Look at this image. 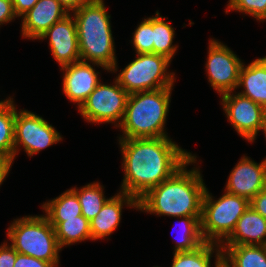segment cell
Here are the masks:
<instances>
[{"label":"cell","mask_w":266,"mask_h":267,"mask_svg":"<svg viewBox=\"0 0 266 267\" xmlns=\"http://www.w3.org/2000/svg\"><path fill=\"white\" fill-rule=\"evenodd\" d=\"M243 64L230 48L211 38L205 69L208 81L220 96L237 89L240 70Z\"/></svg>","instance_id":"30bf717a"},{"label":"cell","mask_w":266,"mask_h":267,"mask_svg":"<svg viewBox=\"0 0 266 267\" xmlns=\"http://www.w3.org/2000/svg\"><path fill=\"white\" fill-rule=\"evenodd\" d=\"M42 210L45 211V216L49 221H65V219L82 215L79 199L72 189L43 203Z\"/></svg>","instance_id":"44dd1931"},{"label":"cell","mask_w":266,"mask_h":267,"mask_svg":"<svg viewBox=\"0 0 266 267\" xmlns=\"http://www.w3.org/2000/svg\"><path fill=\"white\" fill-rule=\"evenodd\" d=\"M171 60L154 53L137 54L116 76L119 85L129 94L173 87L175 73L167 72Z\"/></svg>","instance_id":"52a82bcc"},{"label":"cell","mask_w":266,"mask_h":267,"mask_svg":"<svg viewBox=\"0 0 266 267\" xmlns=\"http://www.w3.org/2000/svg\"><path fill=\"white\" fill-rule=\"evenodd\" d=\"M77 26L81 61L107 71H118L110 14L103 0H91L72 12Z\"/></svg>","instance_id":"3957f363"},{"label":"cell","mask_w":266,"mask_h":267,"mask_svg":"<svg viewBox=\"0 0 266 267\" xmlns=\"http://www.w3.org/2000/svg\"><path fill=\"white\" fill-rule=\"evenodd\" d=\"M230 10L249 14L259 22L266 20V0H229L226 14Z\"/></svg>","instance_id":"83f0119b"},{"label":"cell","mask_w":266,"mask_h":267,"mask_svg":"<svg viewBox=\"0 0 266 267\" xmlns=\"http://www.w3.org/2000/svg\"><path fill=\"white\" fill-rule=\"evenodd\" d=\"M173 87L131 93L118 128L119 139L167 137L165 123Z\"/></svg>","instance_id":"277c9868"},{"label":"cell","mask_w":266,"mask_h":267,"mask_svg":"<svg viewBox=\"0 0 266 267\" xmlns=\"http://www.w3.org/2000/svg\"><path fill=\"white\" fill-rule=\"evenodd\" d=\"M113 84L100 82L81 105L79 112L87 122L114 123L116 127L121 124L129 93L119 85L116 78Z\"/></svg>","instance_id":"ba28073f"},{"label":"cell","mask_w":266,"mask_h":267,"mask_svg":"<svg viewBox=\"0 0 266 267\" xmlns=\"http://www.w3.org/2000/svg\"><path fill=\"white\" fill-rule=\"evenodd\" d=\"M123 205L138 210V200L124 192L110 197L96 217L90 223L92 240H98L110 236L120 224Z\"/></svg>","instance_id":"2e32d148"},{"label":"cell","mask_w":266,"mask_h":267,"mask_svg":"<svg viewBox=\"0 0 266 267\" xmlns=\"http://www.w3.org/2000/svg\"><path fill=\"white\" fill-rule=\"evenodd\" d=\"M13 159L5 156H0V185L8 175L13 164Z\"/></svg>","instance_id":"e575fe53"},{"label":"cell","mask_w":266,"mask_h":267,"mask_svg":"<svg viewBox=\"0 0 266 267\" xmlns=\"http://www.w3.org/2000/svg\"><path fill=\"white\" fill-rule=\"evenodd\" d=\"M39 0H12L15 14L22 17L28 12Z\"/></svg>","instance_id":"d6a6232c"},{"label":"cell","mask_w":266,"mask_h":267,"mask_svg":"<svg viewBox=\"0 0 266 267\" xmlns=\"http://www.w3.org/2000/svg\"><path fill=\"white\" fill-rule=\"evenodd\" d=\"M56 1L60 3L68 11V13H72L75 10H78L81 6L89 3L91 0H56Z\"/></svg>","instance_id":"836d02e7"},{"label":"cell","mask_w":266,"mask_h":267,"mask_svg":"<svg viewBox=\"0 0 266 267\" xmlns=\"http://www.w3.org/2000/svg\"><path fill=\"white\" fill-rule=\"evenodd\" d=\"M124 178L121 192L137 200L170 178L193 154L170 137L119 139Z\"/></svg>","instance_id":"6da1fadb"},{"label":"cell","mask_w":266,"mask_h":267,"mask_svg":"<svg viewBox=\"0 0 266 267\" xmlns=\"http://www.w3.org/2000/svg\"><path fill=\"white\" fill-rule=\"evenodd\" d=\"M132 36L133 42L131 41V43H133L136 54L154 53L152 17L144 18V20L137 25Z\"/></svg>","instance_id":"4316f807"},{"label":"cell","mask_w":266,"mask_h":267,"mask_svg":"<svg viewBox=\"0 0 266 267\" xmlns=\"http://www.w3.org/2000/svg\"><path fill=\"white\" fill-rule=\"evenodd\" d=\"M250 206L242 196L225 191L218 200L206 188L201 209L200 229L205 242L221 244L234 230L237 221Z\"/></svg>","instance_id":"8992f818"},{"label":"cell","mask_w":266,"mask_h":267,"mask_svg":"<svg viewBox=\"0 0 266 267\" xmlns=\"http://www.w3.org/2000/svg\"><path fill=\"white\" fill-rule=\"evenodd\" d=\"M244 90L238 92L244 97L266 109V56L253 60L250 64L242 65L237 88Z\"/></svg>","instance_id":"ac0fdd59"},{"label":"cell","mask_w":266,"mask_h":267,"mask_svg":"<svg viewBox=\"0 0 266 267\" xmlns=\"http://www.w3.org/2000/svg\"><path fill=\"white\" fill-rule=\"evenodd\" d=\"M262 131H264V135H265V138H266V118H265V121H264V124L262 126ZM266 159V158H265Z\"/></svg>","instance_id":"8d00e7d4"},{"label":"cell","mask_w":266,"mask_h":267,"mask_svg":"<svg viewBox=\"0 0 266 267\" xmlns=\"http://www.w3.org/2000/svg\"><path fill=\"white\" fill-rule=\"evenodd\" d=\"M62 141L60 133L41 116L28 110L16 109L14 122V159L23 147L32 157L41 150Z\"/></svg>","instance_id":"9c48e42d"},{"label":"cell","mask_w":266,"mask_h":267,"mask_svg":"<svg viewBox=\"0 0 266 267\" xmlns=\"http://www.w3.org/2000/svg\"><path fill=\"white\" fill-rule=\"evenodd\" d=\"M49 222L55 228L56 238L61 249L77 242L92 240L90 223L83 215L65 219V221Z\"/></svg>","instance_id":"ffe728a7"},{"label":"cell","mask_w":266,"mask_h":267,"mask_svg":"<svg viewBox=\"0 0 266 267\" xmlns=\"http://www.w3.org/2000/svg\"><path fill=\"white\" fill-rule=\"evenodd\" d=\"M250 206L266 219V188L250 200Z\"/></svg>","instance_id":"1f68e13d"},{"label":"cell","mask_w":266,"mask_h":267,"mask_svg":"<svg viewBox=\"0 0 266 267\" xmlns=\"http://www.w3.org/2000/svg\"><path fill=\"white\" fill-rule=\"evenodd\" d=\"M93 67L91 62L81 60L61 67V71L65 72L63 93L71 102L77 103L78 109L101 82L98 77L99 72Z\"/></svg>","instance_id":"5bb4252c"},{"label":"cell","mask_w":266,"mask_h":267,"mask_svg":"<svg viewBox=\"0 0 266 267\" xmlns=\"http://www.w3.org/2000/svg\"><path fill=\"white\" fill-rule=\"evenodd\" d=\"M266 188V159L256 163L243 156L230 172L225 186L227 193L247 198L249 201Z\"/></svg>","instance_id":"4fadbf2b"},{"label":"cell","mask_w":266,"mask_h":267,"mask_svg":"<svg viewBox=\"0 0 266 267\" xmlns=\"http://www.w3.org/2000/svg\"><path fill=\"white\" fill-rule=\"evenodd\" d=\"M16 261V250L4 242L0 246V267H13Z\"/></svg>","instance_id":"f546056e"},{"label":"cell","mask_w":266,"mask_h":267,"mask_svg":"<svg viewBox=\"0 0 266 267\" xmlns=\"http://www.w3.org/2000/svg\"><path fill=\"white\" fill-rule=\"evenodd\" d=\"M49 38L52 56L60 67L81 60L77 26L74 17L69 13L45 31L39 40Z\"/></svg>","instance_id":"7c38bea8"},{"label":"cell","mask_w":266,"mask_h":267,"mask_svg":"<svg viewBox=\"0 0 266 267\" xmlns=\"http://www.w3.org/2000/svg\"><path fill=\"white\" fill-rule=\"evenodd\" d=\"M156 16H152V29H153V43L154 54H159L172 60L178 45H173L175 37V29L165 21V18L160 16L156 11Z\"/></svg>","instance_id":"603a6c76"},{"label":"cell","mask_w":266,"mask_h":267,"mask_svg":"<svg viewBox=\"0 0 266 267\" xmlns=\"http://www.w3.org/2000/svg\"><path fill=\"white\" fill-rule=\"evenodd\" d=\"M69 13L56 0H39L22 18V37L38 40L54 23Z\"/></svg>","instance_id":"9a60e30c"},{"label":"cell","mask_w":266,"mask_h":267,"mask_svg":"<svg viewBox=\"0 0 266 267\" xmlns=\"http://www.w3.org/2000/svg\"><path fill=\"white\" fill-rule=\"evenodd\" d=\"M16 106L13 98L0 101V156L14 160V122Z\"/></svg>","instance_id":"7402d4cb"},{"label":"cell","mask_w":266,"mask_h":267,"mask_svg":"<svg viewBox=\"0 0 266 267\" xmlns=\"http://www.w3.org/2000/svg\"><path fill=\"white\" fill-rule=\"evenodd\" d=\"M16 17L12 0H0V25L10 23Z\"/></svg>","instance_id":"4dcf8cb0"},{"label":"cell","mask_w":266,"mask_h":267,"mask_svg":"<svg viewBox=\"0 0 266 267\" xmlns=\"http://www.w3.org/2000/svg\"><path fill=\"white\" fill-rule=\"evenodd\" d=\"M228 267H266V245H220Z\"/></svg>","instance_id":"d6986e66"},{"label":"cell","mask_w":266,"mask_h":267,"mask_svg":"<svg viewBox=\"0 0 266 267\" xmlns=\"http://www.w3.org/2000/svg\"><path fill=\"white\" fill-rule=\"evenodd\" d=\"M215 251H222L219 244L205 242L194 251L175 252L171 267H211Z\"/></svg>","instance_id":"484cf974"},{"label":"cell","mask_w":266,"mask_h":267,"mask_svg":"<svg viewBox=\"0 0 266 267\" xmlns=\"http://www.w3.org/2000/svg\"><path fill=\"white\" fill-rule=\"evenodd\" d=\"M179 221L181 225V234L178 238L174 247V252H190L196 250L205 241L201 235L200 219L201 216H185L180 217ZM180 228V227H179Z\"/></svg>","instance_id":"d4e9b609"},{"label":"cell","mask_w":266,"mask_h":267,"mask_svg":"<svg viewBox=\"0 0 266 267\" xmlns=\"http://www.w3.org/2000/svg\"><path fill=\"white\" fill-rule=\"evenodd\" d=\"M221 99L223 110L236 132L249 143L253 142L264 124L266 109L236 92L225 93Z\"/></svg>","instance_id":"8fae6325"},{"label":"cell","mask_w":266,"mask_h":267,"mask_svg":"<svg viewBox=\"0 0 266 267\" xmlns=\"http://www.w3.org/2000/svg\"><path fill=\"white\" fill-rule=\"evenodd\" d=\"M13 267H54L50 262L36 259L32 256L18 253L16 251V261Z\"/></svg>","instance_id":"f1b7e54d"},{"label":"cell","mask_w":266,"mask_h":267,"mask_svg":"<svg viewBox=\"0 0 266 267\" xmlns=\"http://www.w3.org/2000/svg\"><path fill=\"white\" fill-rule=\"evenodd\" d=\"M7 237L18 253L59 267V252L62 249L56 238L55 228L45 215H29L14 219L7 228Z\"/></svg>","instance_id":"5b68a950"},{"label":"cell","mask_w":266,"mask_h":267,"mask_svg":"<svg viewBox=\"0 0 266 267\" xmlns=\"http://www.w3.org/2000/svg\"><path fill=\"white\" fill-rule=\"evenodd\" d=\"M220 245H266V219L249 206Z\"/></svg>","instance_id":"e0dca14e"},{"label":"cell","mask_w":266,"mask_h":267,"mask_svg":"<svg viewBox=\"0 0 266 267\" xmlns=\"http://www.w3.org/2000/svg\"><path fill=\"white\" fill-rule=\"evenodd\" d=\"M77 195L82 215L91 221L97 216L104 204L109 198H105L104 187L99 182L89 183L80 189L77 187L71 188Z\"/></svg>","instance_id":"cb8c5ba5"},{"label":"cell","mask_w":266,"mask_h":267,"mask_svg":"<svg viewBox=\"0 0 266 267\" xmlns=\"http://www.w3.org/2000/svg\"><path fill=\"white\" fill-rule=\"evenodd\" d=\"M196 161V155H193L170 178L151 188L138 200V211L178 219L201 216L206 186L199 168L186 169V166Z\"/></svg>","instance_id":"7a4b0ae2"},{"label":"cell","mask_w":266,"mask_h":267,"mask_svg":"<svg viewBox=\"0 0 266 267\" xmlns=\"http://www.w3.org/2000/svg\"><path fill=\"white\" fill-rule=\"evenodd\" d=\"M215 259L214 267H228L227 264L222 260V251L215 252Z\"/></svg>","instance_id":"d590c367"}]
</instances>
